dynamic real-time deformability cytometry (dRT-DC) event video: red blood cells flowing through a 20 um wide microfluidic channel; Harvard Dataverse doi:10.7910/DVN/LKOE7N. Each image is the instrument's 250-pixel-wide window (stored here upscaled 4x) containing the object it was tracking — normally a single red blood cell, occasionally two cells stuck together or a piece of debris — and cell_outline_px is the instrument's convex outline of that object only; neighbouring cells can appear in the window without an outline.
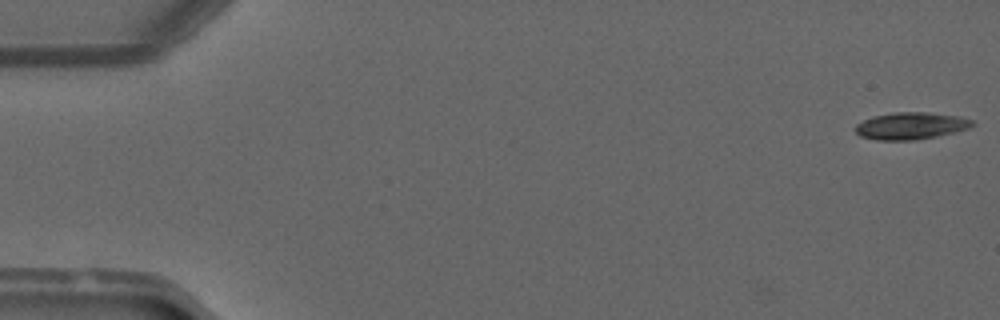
{"species": "common noctule bat (a hibernating species)", "species_latin": "Nyctalus noctula", "temperature_condition": "warm", "stored_images_in_passage": 9, "camera_frame_rate_fps": 3000, "um_per_image_px": 0.085, "animal": {"sex": "male", "forearm_length_mm": 52.5}, "frame": {"image": 1, "passage_image": 1, "time_ms": 0.0, "image_size_px": [1000, 320], "cell_outline_px": [[976, 124], [968, 128], [936, 136], [916, 140], [876, 140], [860, 136], [856, 132], [856, 124], [872, 116], [896, 112], [928, 112], [960, 116], [972, 120]], "centroid_in_image_um": [77.42, 10.69], "position_along_channel_um": 7.6, "area_um2": 18.38}}